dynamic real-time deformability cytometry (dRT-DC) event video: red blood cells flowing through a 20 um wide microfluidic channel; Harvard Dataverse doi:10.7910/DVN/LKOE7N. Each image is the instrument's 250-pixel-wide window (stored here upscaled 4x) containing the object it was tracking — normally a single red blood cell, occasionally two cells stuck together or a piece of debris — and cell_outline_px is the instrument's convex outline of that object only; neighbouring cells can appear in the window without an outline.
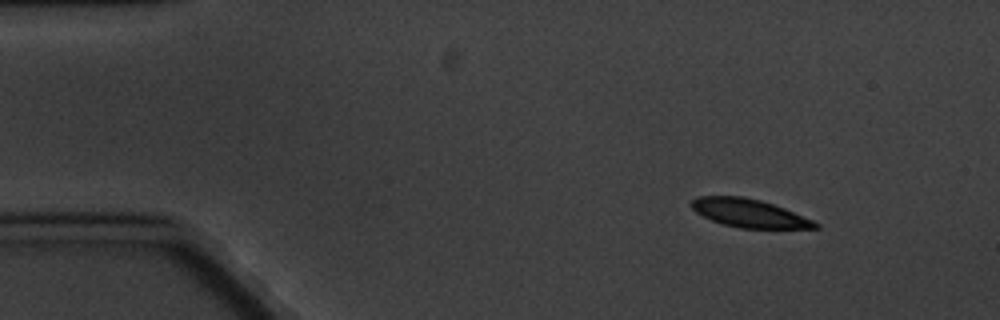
{"species": "common noctule bat (a hibernating species)", "species_latin": "Nyctalus noctula", "temperature_condition": "cold", "stored_images_in_passage": 5, "segment_of_instrument_passage": [1, 2], "camera_frame_rate_fps": 3000, "um_per_image_px": 0.085, "animal": {"sex": "male", "body_mass_g": 20.1, "forearm_length_mm": 53.5}, "frame": {"image": 1, "passage_image": 2, "time_ms": 1.333, "image_size_px": [1000, 320], "cell_outline_px": [[820, 228], [740, 228], [724, 224], [712, 220], [696, 212], [688, 204], [696, 196], [744, 196], [760, 200], [784, 208], [812, 220], [820, 224]], "centroid_in_image_um": [63.65, 18.11], "position_along_channel_um": 21.4, "area_um2": 20.23}}